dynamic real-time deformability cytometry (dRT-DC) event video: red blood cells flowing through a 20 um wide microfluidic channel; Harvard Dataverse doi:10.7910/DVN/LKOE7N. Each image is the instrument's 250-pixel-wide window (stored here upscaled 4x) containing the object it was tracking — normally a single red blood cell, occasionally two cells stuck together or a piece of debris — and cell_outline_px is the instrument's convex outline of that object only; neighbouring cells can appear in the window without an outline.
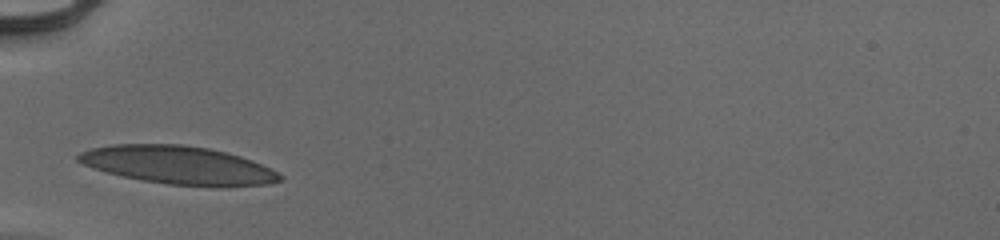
{"species": "human", "species_latin": "Homo sapiens", "temperature_condition": "cold", "stored_images_in_passage": 5, "camera_frame_rate_fps": 3000, "um_per_image_px": 0.085, "donor": {"sex": "male"}, "frame": {"image": 1, "passage_image": 1, "time_ms": 0.0, "image_size_px": [1000, 240], "cell_outline_px": [[284, 176], [280, 180], [264, 184], [220, 188], [212, 188], [168, 184], [144, 180], [104, 172], [84, 164], [76, 160], [76, 156], [80, 152], [92, 148], [112, 144], [184, 144], [208, 148], [240, 156], [260, 164]], "centroid_in_image_um": [15.14, 14.04], "position_along_channel_um": 69.9, "area_um2": 44.85}}